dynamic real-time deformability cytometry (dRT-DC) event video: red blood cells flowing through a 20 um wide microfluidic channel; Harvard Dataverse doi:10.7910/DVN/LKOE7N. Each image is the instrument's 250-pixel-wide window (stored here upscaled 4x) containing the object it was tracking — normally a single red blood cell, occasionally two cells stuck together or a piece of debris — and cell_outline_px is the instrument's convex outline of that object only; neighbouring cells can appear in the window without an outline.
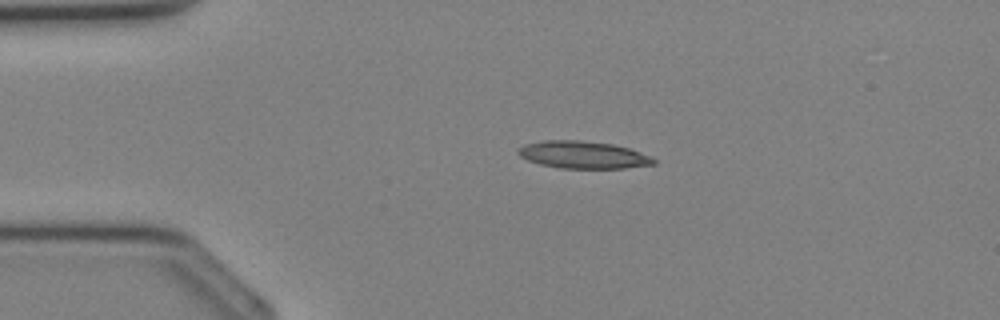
{"species": "Egyptian fruit bat (a non-hibernating species)", "species_latin": "Rousettus aegyptiacus", "temperature_condition": "cold", "stored_images_in_passage": 25, "camera_frame_rate_fps": 3000, "um_per_image_px": 0.085, "animal": {"sex": "female"}, "frame": {"image": 1, "passage_image": 2, "time_ms": 0.333, "image_size_px": [1000, 320], "cell_outline_px": [[656, 164], [624, 168], [560, 168], [540, 164], [528, 160], [520, 156], [516, 152], [516, 148], [524, 144], [544, 140], [580, 140], [612, 144], [628, 148], [652, 156], [656, 160]], "centroid_in_image_um": [49.54, 13.15], "position_along_channel_um": 35.5, "area_um2": 21.68}}
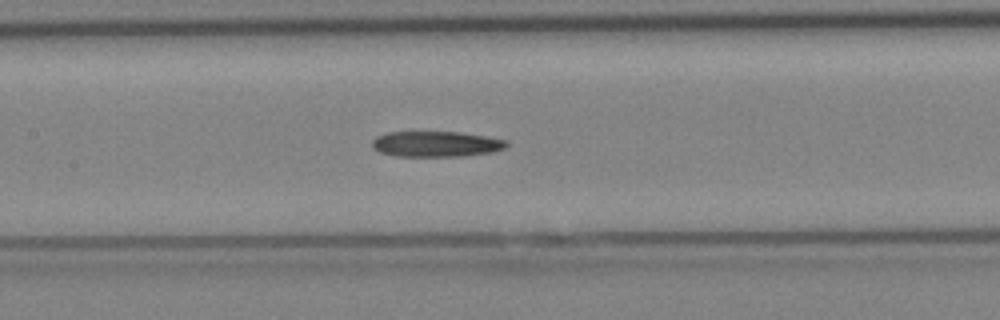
{"frame": {"image": 2, "passage_image": 11, "time_ms": 3.333, "image_size_px": [1000, 320], "cell_outline_px": [[508, 144], [504, 148], [492, 152], [464, 156], [396, 156], [380, 152], [372, 148], [372, 140], [376, 136], [388, 132], [460, 132], [508, 140]], "centroid_in_image_um": [37.05, 12.24], "position_along_channel_um": 170.3, "area_um2": 20.06}}
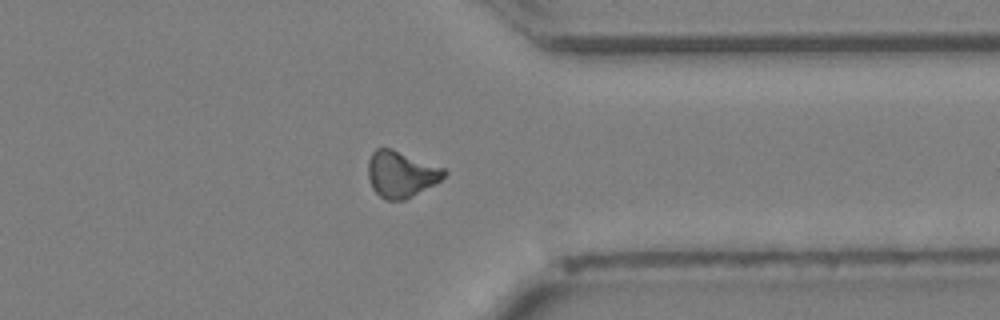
{"frame": {"image": 3, "passage_image": 22, "time_ms": 7.0, "image_size_px": [1000, 320], "cell_outline_px": [[448, 172], [440, 180], [412, 196], [404, 200], [384, 200], [372, 188], [368, 176], [368, 160], [372, 152], [376, 148], [392, 148], [444, 168]], "centroid_in_image_um": [34.06, 14.79], "position_along_channel_um": 377.3, "area_um2": 20.4}}